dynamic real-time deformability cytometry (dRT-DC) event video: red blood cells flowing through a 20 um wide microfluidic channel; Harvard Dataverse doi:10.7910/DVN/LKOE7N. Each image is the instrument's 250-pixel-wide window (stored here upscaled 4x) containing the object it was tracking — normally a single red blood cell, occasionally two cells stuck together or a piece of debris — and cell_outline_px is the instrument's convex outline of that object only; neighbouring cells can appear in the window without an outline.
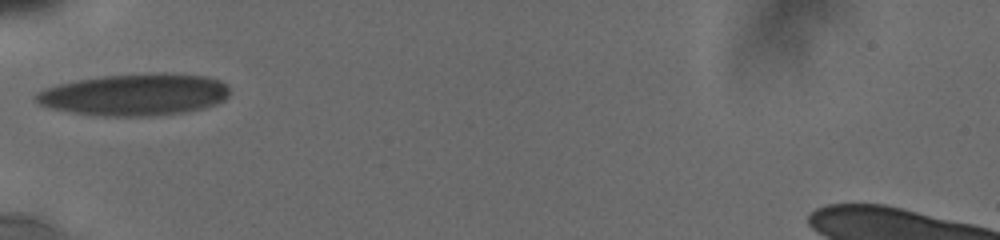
{"species": "human", "species_latin": "Homo sapiens", "temperature_condition": "cold", "stored_images_in_passage": 2, "camera_frame_rate_fps": 3000, "um_per_image_px": 0.085, "donor": {"sex": "male"}, "frame": {"image": 1, "passage_image": 1, "time_ms": 0.0, "image_size_px": [1000, 240], "cell_outline_px": [[228, 96], [224, 100], [216, 104], [204, 108], [184, 112], [148, 116], [92, 116], [68, 112], [48, 108], [36, 104], [32, 100], [32, 96], [36, 92], [44, 88], [76, 80], [100, 76], [164, 72], [204, 76], [220, 80], [228, 84]], "centroid_in_image_um": [11.38, 8.05], "position_along_channel_um": 73.6, "area_um2": 47.97}}